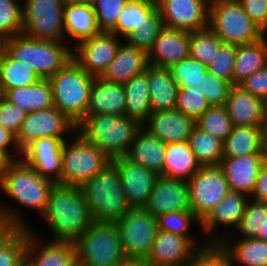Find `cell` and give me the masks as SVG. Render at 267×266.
I'll return each mask as SVG.
<instances>
[{"label":"cell","mask_w":267,"mask_h":266,"mask_svg":"<svg viewBox=\"0 0 267 266\" xmlns=\"http://www.w3.org/2000/svg\"><path fill=\"white\" fill-rule=\"evenodd\" d=\"M76 133V125L55 106L27 114L16 134L21 150L37 138L52 137L65 141L64 133Z\"/></svg>","instance_id":"4fadbf2b"},{"label":"cell","mask_w":267,"mask_h":266,"mask_svg":"<svg viewBox=\"0 0 267 266\" xmlns=\"http://www.w3.org/2000/svg\"><path fill=\"white\" fill-rule=\"evenodd\" d=\"M251 196L254 201L267 203V165L265 164L259 171L256 187Z\"/></svg>","instance_id":"91938a15"},{"label":"cell","mask_w":267,"mask_h":266,"mask_svg":"<svg viewBox=\"0 0 267 266\" xmlns=\"http://www.w3.org/2000/svg\"><path fill=\"white\" fill-rule=\"evenodd\" d=\"M225 106L233 126H261L267 119L266 102L239 85L232 86Z\"/></svg>","instance_id":"cb8c5ba5"},{"label":"cell","mask_w":267,"mask_h":266,"mask_svg":"<svg viewBox=\"0 0 267 266\" xmlns=\"http://www.w3.org/2000/svg\"><path fill=\"white\" fill-rule=\"evenodd\" d=\"M23 30L22 6L16 0H0V34L7 38Z\"/></svg>","instance_id":"c3c4849f"},{"label":"cell","mask_w":267,"mask_h":266,"mask_svg":"<svg viewBox=\"0 0 267 266\" xmlns=\"http://www.w3.org/2000/svg\"><path fill=\"white\" fill-rule=\"evenodd\" d=\"M210 107L202 91L179 88L176 109L195 121Z\"/></svg>","instance_id":"f907efd6"},{"label":"cell","mask_w":267,"mask_h":266,"mask_svg":"<svg viewBox=\"0 0 267 266\" xmlns=\"http://www.w3.org/2000/svg\"><path fill=\"white\" fill-rule=\"evenodd\" d=\"M11 146L14 147V149H16L15 150V151H17L16 155L19 154V157L22 158V150L20 149V147L17 144L16 135L12 131L4 128L0 124V151L7 152L12 158H14V160L21 159V158H16L17 156L13 157V154H11L10 150H8L9 149L8 147H11Z\"/></svg>","instance_id":"680465c9"},{"label":"cell","mask_w":267,"mask_h":266,"mask_svg":"<svg viewBox=\"0 0 267 266\" xmlns=\"http://www.w3.org/2000/svg\"><path fill=\"white\" fill-rule=\"evenodd\" d=\"M36 236L29 227L25 266H77L73 243L51 241L42 246L39 236Z\"/></svg>","instance_id":"d4e9b609"},{"label":"cell","mask_w":267,"mask_h":266,"mask_svg":"<svg viewBox=\"0 0 267 266\" xmlns=\"http://www.w3.org/2000/svg\"><path fill=\"white\" fill-rule=\"evenodd\" d=\"M267 215V203L251 201L247 202L240 223L235 228L243 238H256L262 231Z\"/></svg>","instance_id":"bcb514c9"},{"label":"cell","mask_w":267,"mask_h":266,"mask_svg":"<svg viewBox=\"0 0 267 266\" xmlns=\"http://www.w3.org/2000/svg\"><path fill=\"white\" fill-rule=\"evenodd\" d=\"M41 79L27 62H19L6 52L0 65V95L8 90L33 85Z\"/></svg>","instance_id":"d590c367"},{"label":"cell","mask_w":267,"mask_h":266,"mask_svg":"<svg viewBox=\"0 0 267 266\" xmlns=\"http://www.w3.org/2000/svg\"><path fill=\"white\" fill-rule=\"evenodd\" d=\"M156 218L159 230L187 237L196 247H199L196 239L188 233L192 222L196 221L201 226V220L191 210L167 212Z\"/></svg>","instance_id":"f6af8a7d"},{"label":"cell","mask_w":267,"mask_h":266,"mask_svg":"<svg viewBox=\"0 0 267 266\" xmlns=\"http://www.w3.org/2000/svg\"><path fill=\"white\" fill-rule=\"evenodd\" d=\"M148 66L146 51L122 43L101 78L109 82L125 84L134 76L145 72Z\"/></svg>","instance_id":"484cf974"},{"label":"cell","mask_w":267,"mask_h":266,"mask_svg":"<svg viewBox=\"0 0 267 266\" xmlns=\"http://www.w3.org/2000/svg\"><path fill=\"white\" fill-rule=\"evenodd\" d=\"M73 244L77 266H124L129 263L115 222H93Z\"/></svg>","instance_id":"277c9868"},{"label":"cell","mask_w":267,"mask_h":266,"mask_svg":"<svg viewBox=\"0 0 267 266\" xmlns=\"http://www.w3.org/2000/svg\"><path fill=\"white\" fill-rule=\"evenodd\" d=\"M124 254L129 262H144L158 231L157 218L143 208H131L115 221Z\"/></svg>","instance_id":"30bf717a"},{"label":"cell","mask_w":267,"mask_h":266,"mask_svg":"<svg viewBox=\"0 0 267 266\" xmlns=\"http://www.w3.org/2000/svg\"><path fill=\"white\" fill-rule=\"evenodd\" d=\"M266 64L267 39L261 38L254 43L236 45L233 85H239Z\"/></svg>","instance_id":"d6a6232c"},{"label":"cell","mask_w":267,"mask_h":266,"mask_svg":"<svg viewBox=\"0 0 267 266\" xmlns=\"http://www.w3.org/2000/svg\"><path fill=\"white\" fill-rule=\"evenodd\" d=\"M256 238L259 240L267 241V215H266L265 223L263 224L262 231H259V234Z\"/></svg>","instance_id":"e7e4bbea"},{"label":"cell","mask_w":267,"mask_h":266,"mask_svg":"<svg viewBox=\"0 0 267 266\" xmlns=\"http://www.w3.org/2000/svg\"><path fill=\"white\" fill-rule=\"evenodd\" d=\"M7 41H8V38L0 34V65L7 52Z\"/></svg>","instance_id":"be15d7a7"},{"label":"cell","mask_w":267,"mask_h":266,"mask_svg":"<svg viewBox=\"0 0 267 266\" xmlns=\"http://www.w3.org/2000/svg\"><path fill=\"white\" fill-rule=\"evenodd\" d=\"M123 89L125 93V116L134 118L142 125L152 113L148 67L145 72L134 76L123 84Z\"/></svg>","instance_id":"1f68e13d"},{"label":"cell","mask_w":267,"mask_h":266,"mask_svg":"<svg viewBox=\"0 0 267 266\" xmlns=\"http://www.w3.org/2000/svg\"><path fill=\"white\" fill-rule=\"evenodd\" d=\"M94 0H65L66 3L71 4H90L92 5Z\"/></svg>","instance_id":"03108f58"},{"label":"cell","mask_w":267,"mask_h":266,"mask_svg":"<svg viewBox=\"0 0 267 266\" xmlns=\"http://www.w3.org/2000/svg\"><path fill=\"white\" fill-rule=\"evenodd\" d=\"M165 150L166 143L141 128L136 133L125 157L161 175L165 162Z\"/></svg>","instance_id":"83f0119b"},{"label":"cell","mask_w":267,"mask_h":266,"mask_svg":"<svg viewBox=\"0 0 267 266\" xmlns=\"http://www.w3.org/2000/svg\"><path fill=\"white\" fill-rule=\"evenodd\" d=\"M29 228H15L0 243V266H25Z\"/></svg>","instance_id":"60d3db41"},{"label":"cell","mask_w":267,"mask_h":266,"mask_svg":"<svg viewBox=\"0 0 267 266\" xmlns=\"http://www.w3.org/2000/svg\"><path fill=\"white\" fill-rule=\"evenodd\" d=\"M154 217L172 211H189L188 181L159 175L143 207Z\"/></svg>","instance_id":"ac0fdd59"},{"label":"cell","mask_w":267,"mask_h":266,"mask_svg":"<svg viewBox=\"0 0 267 266\" xmlns=\"http://www.w3.org/2000/svg\"><path fill=\"white\" fill-rule=\"evenodd\" d=\"M232 84L207 72L204 77V96L210 107L226 104Z\"/></svg>","instance_id":"f5cc1de1"},{"label":"cell","mask_w":267,"mask_h":266,"mask_svg":"<svg viewBox=\"0 0 267 266\" xmlns=\"http://www.w3.org/2000/svg\"><path fill=\"white\" fill-rule=\"evenodd\" d=\"M63 28L65 34L77 40L76 43L96 36L100 32L90 4L65 3Z\"/></svg>","instance_id":"f546056e"},{"label":"cell","mask_w":267,"mask_h":266,"mask_svg":"<svg viewBox=\"0 0 267 266\" xmlns=\"http://www.w3.org/2000/svg\"><path fill=\"white\" fill-rule=\"evenodd\" d=\"M113 114L125 116L123 84L95 77L90 89L86 115Z\"/></svg>","instance_id":"4316f807"},{"label":"cell","mask_w":267,"mask_h":266,"mask_svg":"<svg viewBox=\"0 0 267 266\" xmlns=\"http://www.w3.org/2000/svg\"><path fill=\"white\" fill-rule=\"evenodd\" d=\"M1 204V203H0ZM12 208L0 205V243L15 229L28 228L23 218ZM22 219V220H21Z\"/></svg>","instance_id":"6f0895ef"},{"label":"cell","mask_w":267,"mask_h":266,"mask_svg":"<svg viewBox=\"0 0 267 266\" xmlns=\"http://www.w3.org/2000/svg\"><path fill=\"white\" fill-rule=\"evenodd\" d=\"M260 155L267 165V119L260 126Z\"/></svg>","instance_id":"94428289"},{"label":"cell","mask_w":267,"mask_h":266,"mask_svg":"<svg viewBox=\"0 0 267 266\" xmlns=\"http://www.w3.org/2000/svg\"><path fill=\"white\" fill-rule=\"evenodd\" d=\"M80 189L93 222H115L131 209L113 162L87 180Z\"/></svg>","instance_id":"3957f363"},{"label":"cell","mask_w":267,"mask_h":266,"mask_svg":"<svg viewBox=\"0 0 267 266\" xmlns=\"http://www.w3.org/2000/svg\"><path fill=\"white\" fill-rule=\"evenodd\" d=\"M230 235L220 242L229 253L232 264L242 266H267V241L257 238H240L233 243Z\"/></svg>","instance_id":"e575fe53"},{"label":"cell","mask_w":267,"mask_h":266,"mask_svg":"<svg viewBox=\"0 0 267 266\" xmlns=\"http://www.w3.org/2000/svg\"><path fill=\"white\" fill-rule=\"evenodd\" d=\"M62 149V172L57 184L81 187L112 162L96 146L88 143L79 134Z\"/></svg>","instance_id":"9c48e42d"},{"label":"cell","mask_w":267,"mask_h":266,"mask_svg":"<svg viewBox=\"0 0 267 266\" xmlns=\"http://www.w3.org/2000/svg\"><path fill=\"white\" fill-rule=\"evenodd\" d=\"M63 146L64 141L59 138H37L22 150V159L39 175L56 184L61 178Z\"/></svg>","instance_id":"2e32d148"},{"label":"cell","mask_w":267,"mask_h":266,"mask_svg":"<svg viewBox=\"0 0 267 266\" xmlns=\"http://www.w3.org/2000/svg\"><path fill=\"white\" fill-rule=\"evenodd\" d=\"M188 143L201 167L219 166L223 158V141L195 126Z\"/></svg>","instance_id":"f35d334b"},{"label":"cell","mask_w":267,"mask_h":266,"mask_svg":"<svg viewBox=\"0 0 267 266\" xmlns=\"http://www.w3.org/2000/svg\"><path fill=\"white\" fill-rule=\"evenodd\" d=\"M147 54L149 65L170 68L190 56V32L164 27Z\"/></svg>","instance_id":"7402d4cb"},{"label":"cell","mask_w":267,"mask_h":266,"mask_svg":"<svg viewBox=\"0 0 267 266\" xmlns=\"http://www.w3.org/2000/svg\"><path fill=\"white\" fill-rule=\"evenodd\" d=\"M224 43L208 27L190 33V56L204 65L211 64Z\"/></svg>","instance_id":"7bdbcfd3"},{"label":"cell","mask_w":267,"mask_h":266,"mask_svg":"<svg viewBox=\"0 0 267 266\" xmlns=\"http://www.w3.org/2000/svg\"><path fill=\"white\" fill-rule=\"evenodd\" d=\"M249 18L263 31L267 26V0H238Z\"/></svg>","instance_id":"9f6ffc18"},{"label":"cell","mask_w":267,"mask_h":266,"mask_svg":"<svg viewBox=\"0 0 267 266\" xmlns=\"http://www.w3.org/2000/svg\"><path fill=\"white\" fill-rule=\"evenodd\" d=\"M208 27L224 44H250L262 38V30L238 0H210Z\"/></svg>","instance_id":"52a82bcc"},{"label":"cell","mask_w":267,"mask_h":266,"mask_svg":"<svg viewBox=\"0 0 267 266\" xmlns=\"http://www.w3.org/2000/svg\"><path fill=\"white\" fill-rule=\"evenodd\" d=\"M124 266H146L143 264V262H129Z\"/></svg>","instance_id":"003e7915"},{"label":"cell","mask_w":267,"mask_h":266,"mask_svg":"<svg viewBox=\"0 0 267 266\" xmlns=\"http://www.w3.org/2000/svg\"><path fill=\"white\" fill-rule=\"evenodd\" d=\"M129 0H94L92 7L100 31L110 32Z\"/></svg>","instance_id":"681fc988"},{"label":"cell","mask_w":267,"mask_h":266,"mask_svg":"<svg viewBox=\"0 0 267 266\" xmlns=\"http://www.w3.org/2000/svg\"><path fill=\"white\" fill-rule=\"evenodd\" d=\"M266 33H267V26L262 31V38L267 39L266 38V35H267Z\"/></svg>","instance_id":"a7ac6f4b"},{"label":"cell","mask_w":267,"mask_h":266,"mask_svg":"<svg viewBox=\"0 0 267 266\" xmlns=\"http://www.w3.org/2000/svg\"><path fill=\"white\" fill-rule=\"evenodd\" d=\"M260 154V126L237 127L223 142V157H239Z\"/></svg>","instance_id":"74e56055"},{"label":"cell","mask_w":267,"mask_h":266,"mask_svg":"<svg viewBox=\"0 0 267 266\" xmlns=\"http://www.w3.org/2000/svg\"><path fill=\"white\" fill-rule=\"evenodd\" d=\"M196 127L212 135L215 138L225 141L232 131V120L228 115L226 106L209 107L196 121Z\"/></svg>","instance_id":"b9f144b4"},{"label":"cell","mask_w":267,"mask_h":266,"mask_svg":"<svg viewBox=\"0 0 267 266\" xmlns=\"http://www.w3.org/2000/svg\"><path fill=\"white\" fill-rule=\"evenodd\" d=\"M94 78L72 59L48 79L52 86L53 105L75 125L86 116Z\"/></svg>","instance_id":"5b68a950"},{"label":"cell","mask_w":267,"mask_h":266,"mask_svg":"<svg viewBox=\"0 0 267 266\" xmlns=\"http://www.w3.org/2000/svg\"><path fill=\"white\" fill-rule=\"evenodd\" d=\"M156 7V0H129L119 15L116 26L110 32L124 40L146 22V17Z\"/></svg>","instance_id":"8d00e7d4"},{"label":"cell","mask_w":267,"mask_h":266,"mask_svg":"<svg viewBox=\"0 0 267 266\" xmlns=\"http://www.w3.org/2000/svg\"><path fill=\"white\" fill-rule=\"evenodd\" d=\"M173 80L179 88L189 91H202L204 93V77L207 66L191 56L173 64L169 68Z\"/></svg>","instance_id":"ab89813d"},{"label":"cell","mask_w":267,"mask_h":266,"mask_svg":"<svg viewBox=\"0 0 267 266\" xmlns=\"http://www.w3.org/2000/svg\"><path fill=\"white\" fill-rule=\"evenodd\" d=\"M14 161V158H12L7 152L0 151V185Z\"/></svg>","instance_id":"6125c7cd"},{"label":"cell","mask_w":267,"mask_h":266,"mask_svg":"<svg viewBox=\"0 0 267 266\" xmlns=\"http://www.w3.org/2000/svg\"><path fill=\"white\" fill-rule=\"evenodd\" d=\"M236 45L223 44L214 61L207 66L209 73L230 82L233 85V69L235 62Z\"/></svg>","instance_id":"816d5d0a"},{"label":"cell","mask_w":267,"mask_h":266,"mask_svg":"<svg viewBox=\"0 0 267 266\" xmlns=\"http://www.w3.org/2000/svg\"><path fill=\"white\" fill-rule=\"evenodd\" d=\"M195 126L194 119L181 113L176 108L152 112L142 124V128L150 135L166 144L188 142Z\"/></svg>","instance_id":"ffe728a7"},{"label":"cell","mask_w":267,"mask_h":266,"mask_svg":"<svg viewBox=\"0 0 267 266\" xmlns=\"http://www.w3.org/2000/svg\"><path fill=\"white\" fill-rule=\"evenodd\" d=\"M200 168L188 142L166 144L161 176L188 181Z\"/></svg>","instance_id":"4dcf8cb0"},{"label":"cell","mask_w":267,"mask_h":266,"mask_svg":"<svg viewBox=\"0 0 267 266\" xmlns=\"http://www.w3.org/2000/svg\"><path fill=\"white\" fill-rule=\"evenodd\" d=\"M141 128L142 125L137 120L127 116L86 115L76 125V134L96 146L110 160H114L126 155Z\"/></svg>","instance_id":"7a4b0ae2"},{"label":"cell","mask_w":267,"mask_h":266,"mask_svg":"<svg viewBox=\"0 0 267 266\" xmlns=\"http://www.w3.org/2000/svg\"><path fill=\"white\" fill-rule=\"evenodd\" d=\"M3 96L27 113L54 106L52 86L48 79H41L30 86L8 90Z\"/></svg>","instance_id":"836d02e7"},{"label":"cell","mask_w":267,"mask_h":266,"mask_svg":"<svg viewBox=\"0 0 267 266\" xmlns=\"http://www.w3.org/2000/svg\"><path fill=\"white\" fill-rule=\"evenodd\" d=\"M263 165L260 154H251L239 157H223L219 167L228 181L230 191L251 197Z\"/></svg>","instance_id":"603a6c76"},{"label":"cell","mask_w":267,"mask_h":266,"mask_svg":"<svg viewBox=\"0 0 267 266\" xmlns=\"http://www.w3.org/2000/svg\"><path fill=\"white\" fill-rule=\"evenodd\" d=\"M65 0H25L22 33L32 39L63 42Z\"/></svg>","instance_id":"8fae6325"},{"label":"cell","mask_w":267,"mask_h":266,"mask_svg":"<svg viewBox=\"0 0 267 266\" xmlns=\"http://www.w3.org/2000/svg\"><path fill=\"white\" fill-rule=\"evenodd\" d=\"M7 53L27 62L42 79H49L73 59L67 43L32 39L23 33L8 38Z\"/></svg>","instance_id":"8992f818"},{"label":"cell","mask_w":267,"mask_h":266,"mask_svg":"<svg viewBox=\"0 0 267 266\" xmlns=\"http://www.w3.org/2000/svg\"><path fill=\"white\" fill-rule=\"evenodd\" d=\"M248 197L249 196H246L242 193L229 191L225 195V197L201 221L202 231H204V234H207V236L210 235V242H220L227 235L233 237V232L230 230L228 231V228L230 226L237 227L240 223V220L245 211L246 204L249 201ZM216 225H221L223 227L227 226L225 231L227 230L226 233L228 234L222 232L221 235L215 236L213 233H217L214 230L216 229V227H218Z\"/></svg>","instance_id":"44dd1931"},{"label":"cell","mask_w":267,"mask_h":266,"mask_svg":"<svg viewBox=\"0 0 267 266\" xmlns=\"http://www.w3.org/2000/svg\"><path fill=\"white\" fill-rule=\"evenodd\" d=\"M41 217L53 233L52 242L74 243L93 223L80 187L57 183Z\"/></svg>","instance_id":"6da1fadb"},{"label":"cell","mask_w":267,"mask_h":266,"mask_svg":"<svg viewBox=\"0 0 267 266\" xmlns=\"http://www.w3.org/2000/svg\"><path fill=\"white\" fill-rule=\"evenodd\" d=\"M163 28V20L158 7H156L146 17V22L139 29L130 33L124 40L128 45L143 49L148 53Z\"/></svg>","instance_id":"ee69618b"},{"label":"cell","mask_w":267,"mask_h":266,"mask_svg":"<svg viewBox=\"0 0 267 266\" xmlns=\"http://www.w3.org/2000/svg\"><path fill=\"white\" fill-rule=\"evenodd\" d=\"M191 211L202 221L230 191L219 166L201 167L189 180Z\"/></svg>","instance_id":"7c38bea8"},{"label":"cell","mask_w":267,"mask_h":266,"mask_svg":"<svg viewBox=\"0 0 267 266\" xmlns=\"http://www.w3.org/2000/svg\"><path fill=\"white\" fill-rule=\"evenodd\" d=\"M76 44L73 60L89 75L101 77L115 58L121 42L114 33L100 31Z\"/></svg>","instance_id":"5bb4252c"},{"label":"cell","mask_w":267,"mask_h":266,"mask_svg":"<svg viewBox=\"0 0 267 266\" xmlns=\"http://www.w3.org/2000/svg\"><path fill=\"white\" fill-rule=\"evenodd\" d=\"M204 242L194 250L188 266H234L229 253L221 242Z\"/></svg>","instance_id":"7dc6e473"},{"label":"cell","mask_w":267,"mask_h":266,"mask_svg":"<svg viewBox=\"0 0 267 266\" xmlns=\"http://www.w3.org/2000/svg\"><path fill=\"white\" fill-rule=\"evenodd\" d=\"M112 162L120 174L127 203L131 208H143L159 175L128 160L125 156L114 159Z\"/></svg>","instance_id":"e0dca14e"},{"label":"cell","mask_w":267,"mask_h":266,"mask_svg":"<svg viewBox=\"0 0 267 266\" xmlns=\"http://www.w3.org/2000/svg\"><path fill=\"white\" fill-rule=\"evenodd\" d=\"M245 91L267 100V64L239 84Z\"/></svg>","instance_id":"11a10c76"},{"label":"cell","mask_w":267,"mask_h":266,"mask_svg":"<svg viewBox=\"0 0 267 266\" xmlns=\"http://www.w3.org/2000/svg\"><path fill=\"white\" fill-rule=\"evenodd\" d=\"M197 247L187 238L157 231L146 266H188Z\"/></svg>","instance_id":"d6986e66"},{"label":"cell","mask_w":267,"mask_h":266,"mask_svg":"<svg viewBox=\"0 0 267 266\" xmlns=\"http://www.w3.org/2000/svg\"><path fill=\"white\" fill-rule=\"evenodd\" d=\"M148 83L152 112L176 108L179 86L173 80L169 68L149 65Z\"/></svg>","instance_id":"f1b7e54d"},{"label":"cell","mask_w":267,"mask_h":266,"mask_svg":"<svg viewBox=\"0 0 267 266\" xmlns=\"http://www.w3.org/2000/svg\"><path fill=\"white\" fill-rule=\"evenodd\" d=\"M27 114L19 106L8 101L3 95H0V124L4 128L16 135Z\"/></svg>","instance_id":"db71d44e"},{"label":"cell","mask_w":267,"mask_h":266,"mask_svg":"<svg viewBox=\"0 0 267 266\" xmlns=\"http://www.w3.org/2000/svg\"><path fill=\"white\" fill-rule=\"evenodd\" d=\"M54 184L21 158L11 164L0 189L17 204L36 209L42 215Z\"/></svg>","instance_id":"ba28073f"},{"label":"cell","mask_w":267,"mask_h":266,"mask_svg":"<svg viewBox=\"0 0 267 266\" xmlns=\"http://www.w3.org/2000/svg\"><path fill=\"white\" fill-rule=\"evenodd\" d=\"M164 27L187 32L208 28L210 0H156Z\"/></svg>","instance_id":"9a60e30c"}]
</instances>
